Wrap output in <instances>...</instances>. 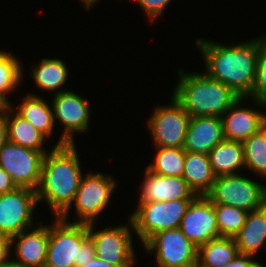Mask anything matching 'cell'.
Wrapping results in <instances>:
<instances>
[{"mask_svg": "<svg viewBox=\"0 0 266 267\" xmlns=\"http://www.w3.org/2000/svg\"><path fill=\"white\" fill-rule=\"evenodd\" d=\"M265 186L239 174L218 176L206 196L212 203L227 204L250 212L266 204Z\"/></svg>", "mask_w": 266, "mask_h": 267, "instance_id": "obj_6", "label": "cell"}, {"mask_svg": "<svg viewBox=\"0 0 266 267\" xmlns=\"http://www.w3.org/2000/svg\"><path fill=\"white\" fill-rule=\"evenodd\" d=\"M81 267H115V266H112L109 262L104 261L103 259L97 258L95 256L93 259H91L89 262L85 263V265Z\"/></svg>", "mask_w": 266, "mask_h": 267, "instance_id": "obj_37", "label": "cell"}, {"mask_svg": "<svg viewBox=\"0 0 266 267\" xmlns=\"http://www.w3.org/2000/svg\"><path fill=\"white\" fill-rule=\"evenodd\" d=\"M54 120L63 125L64 131L55 146L74 144L75 133H86L89 128V101L73 91L55 94L52 99Z\"/></svg>", "mask_w": 266, "mask_h": 267, "instance_id": "obj_13", "label": "cell"}, {"mask_svg": "<svg viewBox=\"0 0 266 267\" xmlns=\"http://www.w3.org/2000/svg\"><path fill=\"white\" fill-rule=\"evenodd\" d=\"M224 139L221 117H191L183 149L194 153L209 154Z\"/></svg>", "mask_w": 266, "mask_h": 267, "instance_id": "obj_18", "label": "cell"}, {"mask_svg": "<svg viewBox=\"0 0 266 267\" xmlns=\"http://www.w3.org/2000/svg\"><path fill=\"white\" fill-rule=\"evenodd\" d=\"M250 100L248 97L239 99L222 115L224 138L226 140L243 142L257 133L266 119V113L260 109L241 108V104Z\"/></svg>", "mask_w": 266, "mask_h": 267, "instance_id": "obj_16", "label": "cell"}, {"mask_svg": "<svg viewBox=\"0 0 266 267\" xmlns=\"http://www.w3.org/2000/svg\"><path fill=\"white\" fill-rule=\"evenodd\" d=\"M238 254L234 238L220 236L198 247L197 261L203 267H224Z\"/></svg>", "mask_w": 266, "mask_h": 267, "instance_id": "obj_25", "label": "cell"}, {"mask_svg": "<svg viewBox=\"0 0 266 267\" xmlns=\"http://www.w3.org/2000/svg\"><path fill=\"white\" fill-rule=\"evenodd\" d=\"M153 163L147 168L162 176L181 177L184 169L185 150L183 148L156 147Z\"/></svg>", "mask_w": 266, "mask_h": 267, "instance_id": "obj_27", "label": "cell"}, {"mask_svg": "<svg viewBox=\"0 0 266 267\" xmlns=\"http://www.w3.org/2000/svg\"><path fill=\"white\" fill-rule=\"evenodd\" d=\"M95 244L92 239L88 236L80 246L79 261H75L76 267L84 266L85 263L89 262L95 257Z\"/></svg>", "mask_w": 266, "mask_h": 267, "instance_id": "obj_32", "label": "cell"}, {"mask_svg": "<svg viewBox=\"0 0 266 267\" xmlns=\"http://www.w3.org/2000/svg\"><path fill=\"white\" fill-rule=\"evenodd\" d=\"M244 150L245 168L253 171L262 178L266 177V139L259 130L242 142Z\"/></svg>", "mask_w": 266, "mask_h": 267, "instance_id": "obj_28", "label": "cell"}, {"mask_svg": "<svg viewBox=\"0 0 266 267\" xmlns=\"http://www.w3.org/2000/svg\"><path fill=\"white\" fill-rule=\"evenodd\" d=\"M254 256L238 254L229 264L224 267H266L253 258Z\"/></svg>", "mask_w": 266, "mask_h": 267, "instance_id": "obj_33", "label": "cell"}, {"mask_svg": "<svg viewBox=\"0 0 266 267\" xmlns=\"http://www.w3.org/2000/svg\"><path fill=\"white\" fill-rule=\"evenodd\" d=\"M128 220V224L110 226L99 231H95V224L88 226V236L95 244L97 258L103 259L115 267H134L136 253L131 234L134 231H131L133 224L130 217Z\"/></svg>", "mask_w": 266, "mask_h": 267, "instance_id": "obj_8", "label": "cell"}, {"mask_svg": "<svg viewBox=\"0 0 266 267\" xmlns=\"http://www.w3.org/2000/svg\"><path fill=\"white\" fill-rule=\"evenodd\" d=\"M31 70V77L37 89L52 92L54 95L68 91L62 89L69 73L63 60L59 58H43L40 64H35ZM60 87L62 90H60ZM57 89L59 90L57 91Z\"/></svg>", "mask_w": 266, "mask_h": 267, "instance_id": "obj_24", "label": "cell"}, {"mask_svg": "<svg viewBox=\"0 0 266 267\" xmlns=\"http://www.w3.org/2000/svg\"><path fill=\"white\" fill-rule=\"evenodd\" d=\"M8 141L5 106L0 108V148Z\"/></svg>", "mask_w": 266, "mask_h": 267, "instance_id": "obj_36", "label": "cell"}, {"mask_svg": "<svg viewBox=\"0 0 266 267\" xmlns=\"http://www.w3.org/2000/svg\"><path fill=\"white\" fill-rule=\"evenodd\" d=\"M10 106L18 115L29 121L46 138L51 137L55 126L54 114L50 104H48L44 98L35 93H28L23 97L22 102L16 109H14L12 103Z\"/></svg>", "mask_w": 266, "mask_h": 267, "instance_id": "obj_22", "label": "cell"}, {"mask_svg": "<svg viewBox=\"0 0 266 267\" xmlns=\"http://www.w3.org/2000/svg\"><path fill=\"white\" fill-rule=\"evenodd\" d=\"M143 246L147 253L156 252L157 267H187L197 262L198 247L180 228L160 231Z\"/></svg>", "mask_w": 266, "mask_h": 267, "instance_id": "obj_12", "label": "cell"}, {"mask_svg": "<svg viewBox=\"0 0 266 267\" xmlns=\"http://www.w3.org/2000/svg\"><path fill=\"white\" fill-rule=\"evenodd\" d=\"M144 172L137 204L141 202L193 200L197 196L182 176H162L150 171L147 167Z\"/></svg>", "mask_w": 266, "mask_h": 267, "instance_id": "obj_15", "label": "cell"}, {"mask_svg": "<svg viewBox=\"0 0 266 267\" xmlns=\"http://www.w3.org/2000/svg\"><path fill=\"white\" fill-rule=\"evenodd\" d=\"M187 267H203L198 261L190 266Z\"/></svg>", "mask_w": 266, "mask_h": 267, "instance_id": "obj_41", "label": "cell"}, {"mask_svg": "<svg viewBox=\"0 0 266 267\" xmlns=\"http://www.w3.org/2000/svg\"><path fill=\"white\" fill-rule=\"evenodd\" d=\"M75 145L54 146L43 159L37 200L44 201L55 217L71 206L83 176Z\"/></svg>", "mask_w": 266, "mask_h": 267, "instance_id": "obj_2", "label": "cell"}, {"mask_svg": "<svg viewBox=\"0 0 266 267\" xmlns=\"http://www.w3.org/2000/svg\"><path fill=\"white\" fill-rule=\"evenodd\" d=\"M22 70L18 58L11 53L0 51V104L2 106L11 104L6 96L16 91L17 86L21 83Z\"/></svg>", "mask_w": 266, "mask_h": 267, "instance_id": "obj_26", "label": "cell"}, {"mask_svg": "<svg viewBox=\"0 0 266 267\" xmlns=\"http://www.w3.org/2000/svg\"><path fill=\"white\" fill-rule=\"evenodd\" d=\"M179 228L197 247L220 237L212 201L206 195H197L188 206Z\"/></svg>", "mask_w": 266, "mask_h": 267, "instance_id": "obj_14", "label": "cell"}, {"mask_svg": "<svg viewBox=\"0 0 266 267\" xmlns=\"http://www.w3.org/2000/svg\"><path fill=\"white\" fill-rule=\"evenodd\" d=\"M260 130L264 133V135H265V139H266V119L263 121Z\"/></svg>", "mask_w": 266, "mask_h": 267, "instance_id": "obj_40", "label": "cell"}, {"mask_svg": "<svg viewBox=\"0 0 266 267\" xmlns=\"http://www.w3.org/2000/svg\"><path fill=\"white\" fill-rule=\"evenodd\" d=\"M139 4L143 12L147 15L150 20L160 18V15L164 13L166 7L171 2V0H133Z\"/></svg>", "mask_w": 266, "mask_h": 267, "instance_id": "obj_31", "label": "cell"}, {"mask_svg": "<svg viewBox=\"0 0 266 267\" xmlns=\"http://www.w3.org/2000/svg\"><path fill=\"white\" fill-rule=\"evenodd\" d=\"M192 200L141 202L129 215L133 230L144 245L160 231L179 228Z\"/></svg>", "mask_w": 266, "mask_h": 267, "instance_id": "obj_5", "label": "cell"}, {"mask_svg": "<svg viewBox=\"0 0 266 267\" xmlns=\"http://www.w3.org/2000/svg\"><path fill=\"white\" fill-rule=\"evenodd\" d=\"M209 158L216 177L239 174L240 169L245 168L243 143L240 141L224 139L210 151Z\"/></svg>", "mask_w": 266, "mask_h": 267, "instance_id": "obj_23", "label": "cell"}, {"mask_svg": "<svg viewBox=\"0 0 266 267\" xmlns=\"http://www.w3.org/2000/svg\"><path fill=\"white\" fill-rule=\"evenodd\" d=\"M37 205V191L31 188L17 187L0 194V235L12 238L34 227L32 215Z\"/></svg>", "mask_w": 266, "mask_h": 267, "instance_id": "obj_10", "label": "cell"}, {"mask_svg": "<svg viewBox=\"0 0 266 267\" xmlns=\"http://www.w3.org/2000/svg\"><path fill=\"white\" fill-rule=\"evenodd\" d=\"M172 99L169 106H156L147 121L154 147L183 148L190 116L185 109Z\"/></svg>", "mask_w": 266, "mask_h": 267, "instance_id": "obj_9", "label": "cell"}, {"mask_svg": "<svg viewBox=\"0 0 266 267\" xmlns=\"http://www.w3.org/2000/svg\"><path fill=\"white\" fill-rule=\"evenodd\" d=\"M182 177L196 195H207L213 188L216 179L209 154L185 151Z\"/></svg>", "mask_w": 266, "mask_h": 267, "instance_id": "obj_20", "label": "cell"}, {"mask_svg": "<svg viewBox=\"0 0 266 267\" xmlns=\"http://www.w3.org/2000/svg\"><path fill=\"white\" fill-rule=\"evenodd\" d=\"M3 267H31V266L23 265L21 263L14 261L13 259L12 260L9 259Z\"/></svg>", "mask_w": 266, "mask_h": 267, "instance_id": "obj_39", "label": "cell"}, {"mask_svg": "<svg viewBox=\"0 0 266 267\" xmlns=\"http://www.w3.org/2000/svg\"><path fill=\"white\" fill-rule=\"evenodd\" d=\"M39 223L41 226L24 230L11 238V249L15 248L13 255L16 258L13 259L14 261L31 267L45 266L49 242V225H43L42 221Z\"/></svg>", "mask_w": 266, "mask_h": 267, "instance_id": "obj_17", "label": "cell"}, {"mask_svg": "<svg viewBox=\"0 0 266 267\" xmlns=\"http://www.w3.org/2000/svg\"><path fill=\"white\" fill-rule=\"evenodd\" d=\"M49 225L47 259L44 267H76L81 243L88 237V226L54 217Z\"/></svg>", "mask_w": 266, "mask_h": 267, "instance_id": "obj_7", "label": "cell"}, {"mask_svg": "<svg viewBox=\"0 0 266 267\" xmlns=\"http://www.w3.org/2000/svg\"><path fill=\"white\" fill-rule=\"evenodd\" d=\"M173 97L190 117L222 115L239 99L227 85L209 78L204 72L178 71Z\"/></svg>", "mask_w": 266, "mask_h": 267, "instance_id": "obj_3", "label": "cell"}, {"mask_svg": "<svg viewBox=\"0 0 266 267\" xmlns=\"http://www.w3.org/2000/svg\"><path fill=\"white\" fill-rule=\"evenodd\" d=\"M233 238L239 254L256 256L266 245V204L248 212L244 226Z\"/></svg>", "mask_w": 266, "mask_h": 267, "instance_id": "obj_19", "label": "cell"}, {"mask_svg": "<svg viewBox=\"0 0 266 267\" xmlns=\"http://www.w3.org/2000/svg\"><path fill=\"white\" fill-rule=\"evenodd\" d=\"M220 236L234 237L244 226L248 211L227 204L213 203Z\"/></svg>", "mask_w": 266, "mask_h": 267, "instance_id": "obj_29", "label": "cell"}, {"mask_svg": "<svg viewBox=\"0 0 266 267\" xmlns=\"http://www.w3.org/2000/svg\"><path fill=\"white\" fill-rule=\"evenodd\" d=\"M17 188L11 176L0 167V194L9 193Z\"/></svg>", "mask_w": 266, "mask_h": 267, "instance_id": "obj_35", "label": "cell"}, {"mask_svg": "<svg viewBox=\"0 0 266 267\" xmlns=\"http://www.w3.org/2000/svg\"><path fill=\"white\" fill-rule=\"evenodd\" d=\"M46 153L7 141L0 148V167L11 176L17 187L37 190Z\"/></svg>", "mask_w": 266, "mask_h": 267, "instance_id": "obj_11", "label": "cell"}, {"mask_svg": "<svg viewBox=\"0 0 266 267\" xmlns=\"http://www.w3.org/2000/svg\"><path fill=\"white\" fill-rule=\"evenodd\" d=\"M117 182L112 176L100 172H88L82 176L71 206L60 216L68 222L71 207L74 205L77 220L74 224L89 226L96 224L99 215L105 211ZM96 221V222H95Z\"/></svg>", "mask_w": 266, "mask_h": 267, "instance_id": "obj_4", "label": "cell"}, {"mask_svg": "<svg viewBox=\"0 0 266 267\" xmlns=\"http://www.w3.org/2000/svg\"><path fill=\"white\" fill-rule=\"evenodd\" d=\"M202 54L205 74L231 88L239 97L251 95L256 79L260 37L235 44H220L196 39Z\"/></svg>", "mask_w": 266, "mask_h": 267, "instance_id": "obj_1", "label": "cell"}, {"mask_svg": "<svg viewBox=\"0 0 266 267\" xmlns=\"http://www.w3.org/2000/svg\"><path fill=\"white\" fill-rule=\"evenodd\" d=\"M86 10H89L93 5H96L100 0H80Z\"/></svg>", "mask_w": 266, "mask_h": 267, "instance_id": "obj_38", "label": "cell"}, {"mask_svg": "<svg viewBox=\"0 0 266 267\" xmlns=\"http://www.w3.org/2000/svg\"><path fill=\"white\" fill-rule=\"evenodd\" d=\"M8 141L40 152H48L43 147L46 138L29 121L18 115L10 105H5ZM43 147V148H42Z\"/></svg>", "mask_w": 266, "mask_h": 267, "instance_id": "obj_21", "label": "cell"}, {"mask_svg": "<svg viewBox=\"0 0 266 267\" xmlns=\"http://www.w3.org/2000/svg\"><path fill=\"white\" fill-rule=\"evenodd\" d=\"M11 255V238L0 235V267H3Z\"/></svg>", "mask_w": 266, "mask_h": 267, "instance_id": "obj_34", "label": "cell"}, {"mask_svg": "<svg viewBox=\"0 0 266 267\" xmlns=\"http://www.w3.org/2000/svg\"><path fill=\"white\" fill-rule=\"evenodd\" d=\"M248 98L253 100L255 106L266 108V33L260 37L256 79Z\"/></svg>", "mask_w": 266, "mask_h": 267, "instance_id": "obj_30", "label": "cell"}]
</instances>
